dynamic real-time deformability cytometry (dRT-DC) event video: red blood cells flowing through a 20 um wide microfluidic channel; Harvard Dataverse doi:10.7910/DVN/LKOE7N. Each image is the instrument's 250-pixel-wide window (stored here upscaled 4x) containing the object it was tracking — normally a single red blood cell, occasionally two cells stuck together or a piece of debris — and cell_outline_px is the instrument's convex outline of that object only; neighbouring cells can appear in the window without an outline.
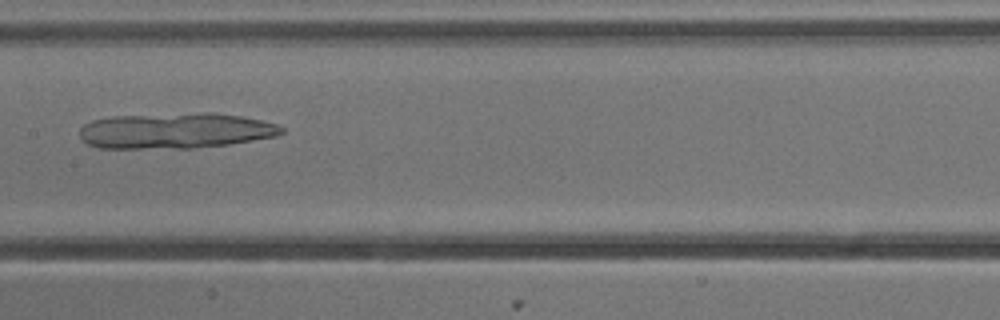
{"species": "common noctule bat (a hibernating species)", "species_latin": "Nyctalus noctula", "temperature_condition": "cold", "stored_images_in_passage": 7, "camera_frame_rate_fps": 3000, "um_per_image_px": 0.085, "animal": {"sex": "male", "body_mass_g": 13.3}, "frame": {"image": 1, "passage_image": 7, "time_ms": 2.0, "image_size_px": [1000, 320], "cell_outline_px": [[284, 132], [276, 136], [228, 144], [192, 148], [100, 148], [88, 144], [80, 136], [80, 128], [84, 124], [92, 120], [112, 116], [204, 112], [212, 112], [240, 116], [260, 120], [276, 124], [284, 128]], "centroid_in_image_um": [14.9, 11.1], "position_along_channel_um": 192.5, "area_um2": 41.91}}